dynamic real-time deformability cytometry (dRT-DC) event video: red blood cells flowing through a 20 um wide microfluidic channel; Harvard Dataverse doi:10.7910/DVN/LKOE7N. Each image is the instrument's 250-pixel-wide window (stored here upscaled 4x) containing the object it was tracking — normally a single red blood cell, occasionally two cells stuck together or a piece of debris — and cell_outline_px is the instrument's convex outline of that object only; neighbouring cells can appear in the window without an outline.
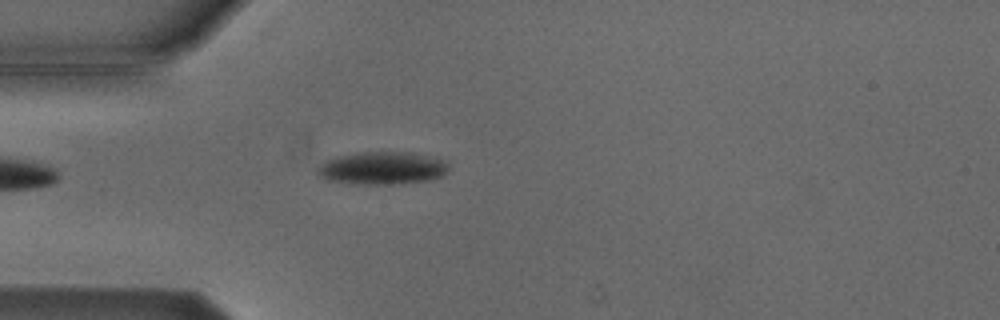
{"species": "Egyptian fruit bat (a non-hibernating species)", "species_latin": "Rousettus aegyptiacus", "temperature_condition": "cold", "stored_images_in_passage": 4, "camera_frame_rate_fps": 3000, "um_per_image_px": 0.085, "animal": {"sex": "male"}, "frame": {"image": 1, "passage_image": 4, "time_ms": 4.667, "image_size_px": [1000, 320], "cell_outline_px": [[448, 172], [444, 176], [428, 180], [400, 184], [348, 184], [324, 180], [316, 172], [316, 168], [324, 160], [336, 156], [360, 152], [412, 152], [432, 156], [448, 160]], "centroid_in_image_um": [32.49, 14.29], "position_along_channel_um": 52.5, "area_um2": 25.78}}